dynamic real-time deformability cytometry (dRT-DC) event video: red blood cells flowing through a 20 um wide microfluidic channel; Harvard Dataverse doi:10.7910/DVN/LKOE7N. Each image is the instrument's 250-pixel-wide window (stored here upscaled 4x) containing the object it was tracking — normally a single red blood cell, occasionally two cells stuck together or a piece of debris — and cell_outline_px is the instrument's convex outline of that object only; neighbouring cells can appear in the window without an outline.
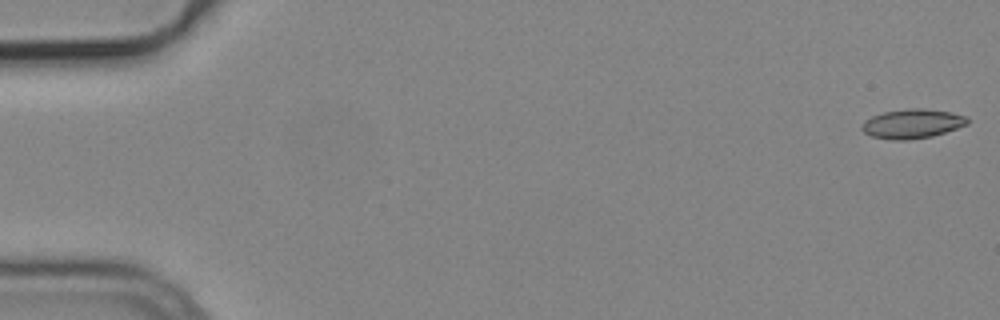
{"species": "common noctule bat (a hibernating species)", "species_latin": "Nyctalus noctula", "temperature_condition": "cold", "stored_images_in_passage": 12, "camera_frame_rate_fps": 3000, "um_per_image_px": 0.085, "animal": {"sex": "male", "body_mass_g": 19.2, "forearm_length_mm": 51.8}, "frame": {"image": 1, "passage_image": 1, "time_ms": 0.0, "image_size_px": [1000, 320], "cell_outline_px": [[968, 124], [932, 136], [908, 140], [892, 140], [872, 136], [864, 132], [860, 128], [864, 120], [872, 116], [884, 112], [912, 108], [924, 108], [952, 112], [968, 116]], "centroid_in_image_um": [77.54, 10.51], "position_along_channel_um": 7.5, "area_um2": 18.03}}